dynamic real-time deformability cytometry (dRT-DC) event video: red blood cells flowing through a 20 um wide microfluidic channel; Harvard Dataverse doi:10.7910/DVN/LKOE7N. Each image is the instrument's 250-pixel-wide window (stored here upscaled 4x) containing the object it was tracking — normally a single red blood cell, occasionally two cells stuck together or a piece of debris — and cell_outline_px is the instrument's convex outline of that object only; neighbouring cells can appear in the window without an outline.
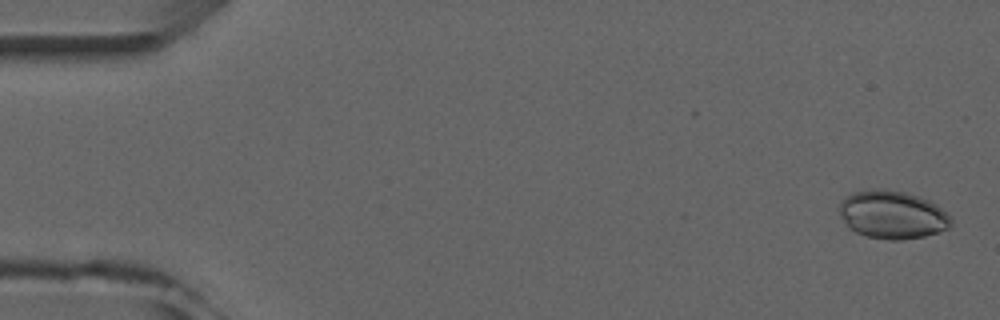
{"species": "common noctule bat (a hibernating species)", "species_latin": "Nyctalus noctula", "temperature_condition": "room temperature", "stored_images_in_passage": 5, "camera_frame_rate_fps": 3000, "um_per_image_px": 0.085, "animal": {"sex": "male", "forearm_length_mm": 52.5}, "frame": {"image": 1, "passage_image": 1, "time_ms": 0.0, "image_size_px": [1000, 320], "cell_outline_px": [[952, 224], [948, 228], [924, 236], [900, 240], [888, 240], [864, 236], [848, 228], [840, 216], [840, 204], [852, 192], [872, 188], [884, 188], [904, 192], [928, 200], [936, 204], [952, 220]], "centroid_in_image_um": [75.82, 18.25], "position_along_channel_um": 9.2, "area_um2": 31.21}}